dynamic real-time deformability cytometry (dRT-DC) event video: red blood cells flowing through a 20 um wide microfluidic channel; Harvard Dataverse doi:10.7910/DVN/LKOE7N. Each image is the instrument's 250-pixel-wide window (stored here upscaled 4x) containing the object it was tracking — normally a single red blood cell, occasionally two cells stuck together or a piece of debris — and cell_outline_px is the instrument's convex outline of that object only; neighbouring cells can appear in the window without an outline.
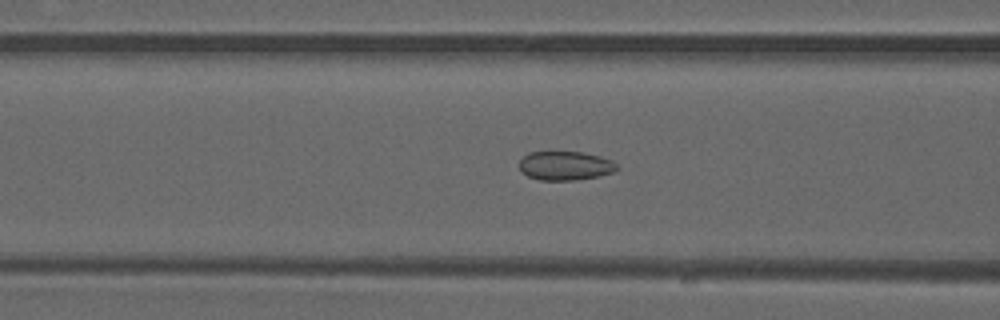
{"species": "common noctule bat (a hibernating species)", "species_latin": "Nyctalus noctula", "temperature_condition": "warm", "stored_images_in_passage": 49, "camera_frame_rate_fps": 3000, "um_per_image_px": 0.085, "animal": {"sex": "male", "forearm_length_mm": 52.5}, "frame": {"image": 1, "passage_image": 19, "time_ms": 6.0, "image_size_px": [1000, 320], "cell_outline_px": [[620, 168], [616, 172], [600, 176], [572, 180], [540, 180], [528, 176], [520, 172], [520, 160], [528, 152], [584, 152], [600, 156], [612, 160]], "centroid_in_image_um": [48.08, 14.09], "position_along_channel_um": 118.5, "area_um2": 16.65}}
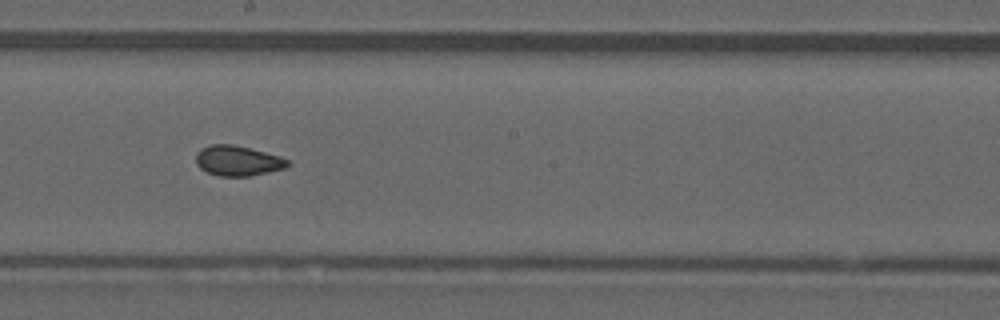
{"frame": {"image": 2, "passage_image": 27, "time_ms": 8.667, "image_size_px": [1000, 320], "cell_outline_px": [[292, 164], [284, 168], [268, 172], [248, 176], [220, 176], [208, 172], [200, 168], [196, 164], [196, 152], [200, 148], [208, 144], [232, 144], [280, 156], [288, 160]], "centroid_in_image_um": [20.18, 13.65], "position_along_channel_um": 228.0, "area_um2": 16.13}}
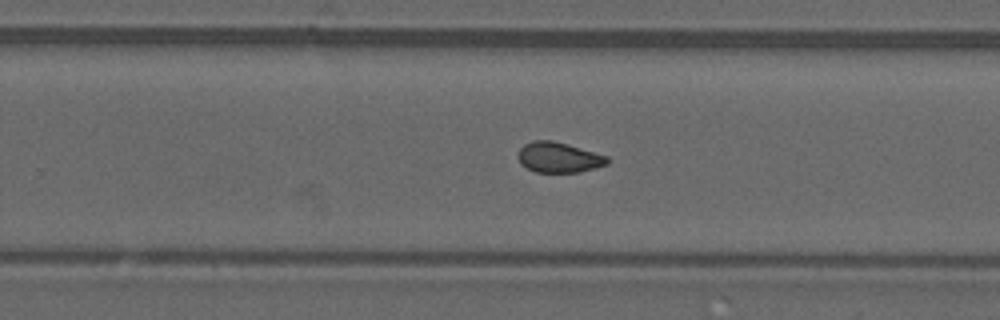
{"frame": {"image": 3, "passage_image": 31, "time_ms": 10.0, "image_size_px": [1000, 320], "cell_outline_px": [[608, 164], [580, 172], [536, 172], [520, 164], [516, 156], [520, 148], [524, 144], [532, 140], [552, 140], [568, 144], [608, 156]], "centroid_in_image_um": [47.46, 13.37], "position_along_channel_um": 282.3, "area_um2": 15.9}, "authors_computed_cell_mechanics": {"area_um2": 16.2996, "velocity_mm_per_s": 4.1066, "shape_relaxation_time_tau1_ms": null, "shape_relaxation_time_tau2_ms": 1.014, "deformation_change_tau1": null, "deformation_change_tau2": 0.0612}}